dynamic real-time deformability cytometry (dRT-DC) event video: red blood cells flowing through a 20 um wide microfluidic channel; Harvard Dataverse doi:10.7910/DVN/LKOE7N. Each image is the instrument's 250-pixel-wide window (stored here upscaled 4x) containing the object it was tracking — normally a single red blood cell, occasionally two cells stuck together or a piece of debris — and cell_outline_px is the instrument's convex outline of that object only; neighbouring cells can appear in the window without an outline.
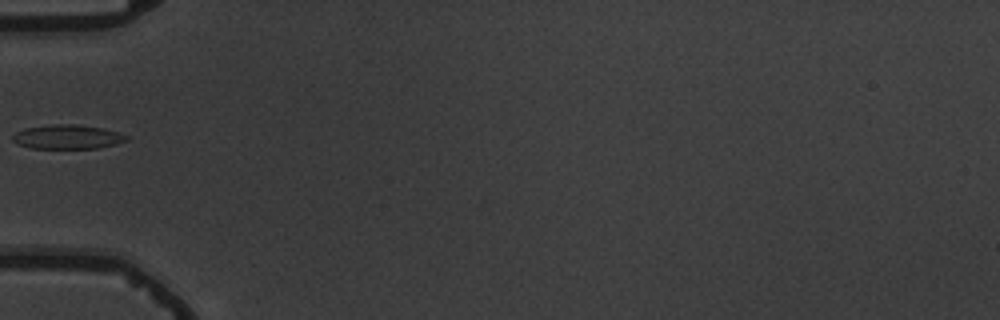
{"species": "common noctule bat (a hibernating species)", "species_latin": "Nyctalus noctula", "temperature_condition": "warm", "stored_images_in_passage": 1, "camera_frame_rate_fps": 3000, "um_per_image_px": 0.085, "animal": {"sex": "male", "body_mass_g": 19.5, "forearm_length_mm": 54.6}, "frame": {"image": 1, "passage_image": 1, "time_ms": 0.0, "image_size_px": [1000, 320], "cell_outline_px": [[128, 140], [116, 144], [96, 148], [32, 148], [16, 144], [12, 140], [12, 136], [16, 132], [24, 128], [52, 124], [76, 124], [104, 128], [128, 136]], "centroid_in_image_um": [5.71, 11.63], "position_along_channel_um": 79.3, "area_um2": 16.07}}